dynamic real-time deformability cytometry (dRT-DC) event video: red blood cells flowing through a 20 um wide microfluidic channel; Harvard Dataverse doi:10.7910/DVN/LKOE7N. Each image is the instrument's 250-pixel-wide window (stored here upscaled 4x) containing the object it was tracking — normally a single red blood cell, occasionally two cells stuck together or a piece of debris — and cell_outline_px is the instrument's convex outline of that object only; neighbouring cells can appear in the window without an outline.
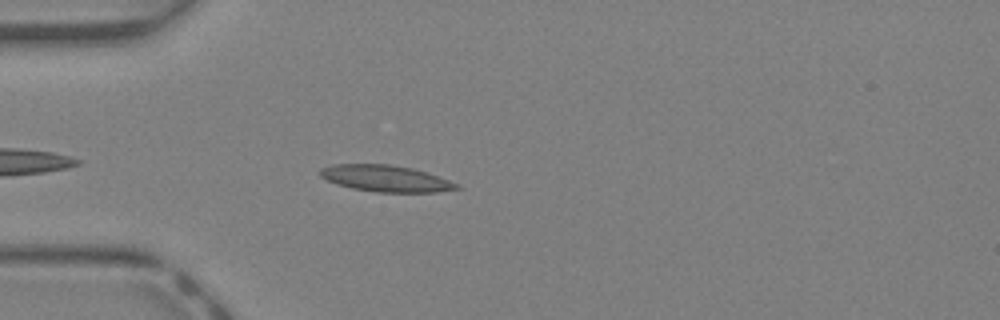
{"species": "Egyptian fruit bat (a non-hibernating species)", "species_latin": "Rousettus aegyptiacus", "temperature_condition": "warm", "stored_images_in_passage": 7, "camera_frame_rate_fps": 3000, "um_per_image_px": 0.085, "animal": {"sex": "female"}, "frame": {"image": 1, "passage_image": 3, "time_ms": 0.667, "image_size_px": [1000, 320], "cell_outline_px": [[464, 188], [436, 192], [376, 192], [352, 188], [336, 184], [320, 176], [320, 168], [332, 164], [388, 164], [412, 168], [460, 184]], "centroid_in_image_um": [32.78, 15.17], "position_along_channel_um": 52.2, "area_um2": 20.98}}